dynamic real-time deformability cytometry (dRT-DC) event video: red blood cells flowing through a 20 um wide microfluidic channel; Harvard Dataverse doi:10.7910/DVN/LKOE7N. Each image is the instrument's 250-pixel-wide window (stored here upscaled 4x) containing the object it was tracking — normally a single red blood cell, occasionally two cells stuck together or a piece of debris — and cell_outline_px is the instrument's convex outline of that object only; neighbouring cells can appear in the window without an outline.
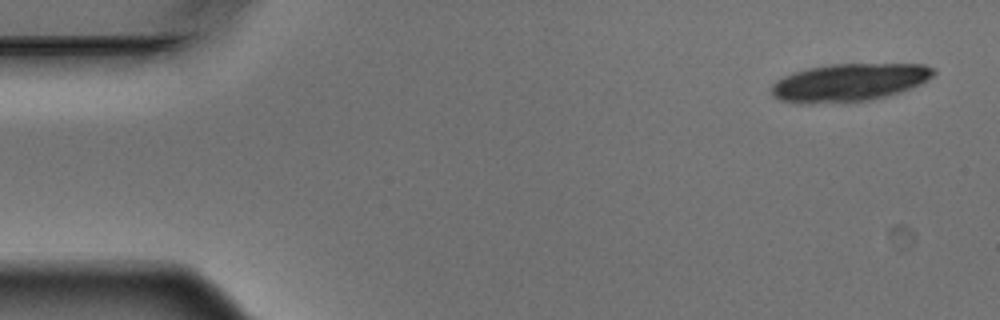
{"species": "Egyptian fruit bat (a non-hibernating species)", "species_latin": "Rousettus aegyptiacus", "temperature_condition": "warm", "stored_images_in_passage": 6, "camera_frame_rate_fps": 3000, "um_per_image_px": 0.085, "animal": {"sex": "male"}, "frame": {"image": 1, "passage_image": 1, "time_ms": 0.0, "image_size_px": [1000, 320], "cell_outline_px": [[936, 72], [932, 76], [920, 84], [900, 92], [868, 100], [808, 104], [780, 100], [772, 96], [772, 84], [776, 80], [792, 72], [808, 68], [832, 64], [924, 64], [936, 68]], "centroid_in_image_um": [72.17, 7.0], "position_along_channel_um": 12.8, "area_um2": 35.55}}
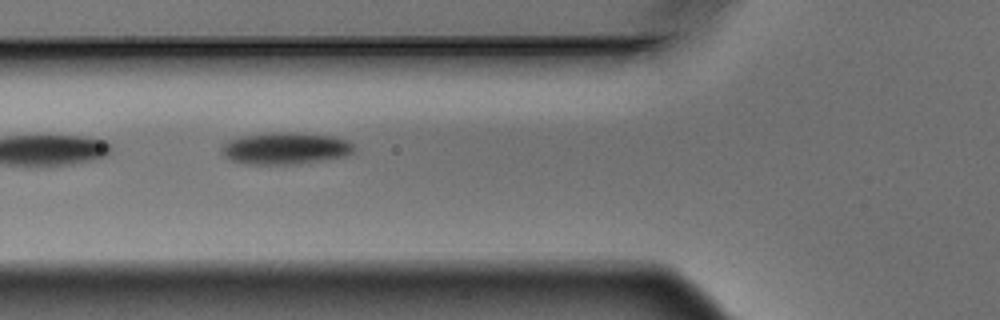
{"frame": {"image": 2, "passage_image": 5, "time_ms": 1.333, "image_size_px": [1000, 320], "cell_outline_px": [[356, 144], [352, 152], [344, 156], [296, 164], [244, 164], [232, 160], [224, 156], [220, 152], [220, 148], [228, 140], [240, 136], [268, 132], [296, 132], [332, 136], [348, 140]], "centroid_in_image_um": [24.23, 12.59], "position_along_channel_um": 101.6, "area_um2": 24.8}}